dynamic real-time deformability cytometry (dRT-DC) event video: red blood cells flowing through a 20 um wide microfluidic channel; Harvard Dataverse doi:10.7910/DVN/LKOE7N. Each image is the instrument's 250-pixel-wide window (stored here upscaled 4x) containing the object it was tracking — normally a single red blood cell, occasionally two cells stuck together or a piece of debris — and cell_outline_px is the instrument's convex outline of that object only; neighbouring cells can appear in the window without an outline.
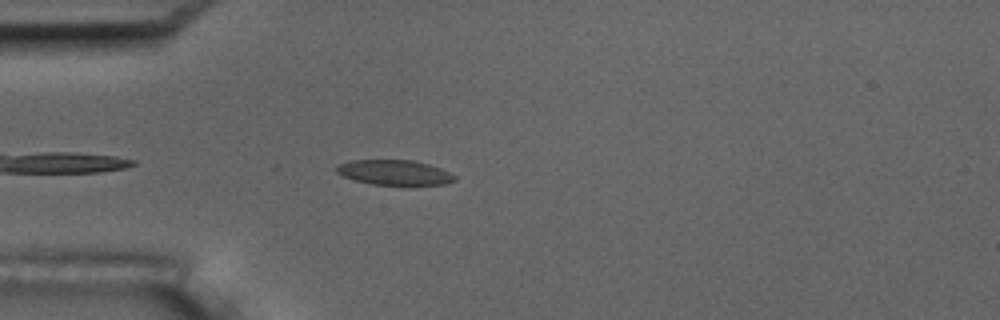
{"species": "common noctule bat (a hibernating species)", "species_latin": "Nyctalus noctula", "temperature_condition": "room temperature", "stored_images_in_passage": 44, "camera_frame_rate_fps": 3000, "um_per_image_px": 0.085, "animal": {"sex": "male", "body_mass_g": 17.5, "forearm_length_mm": 52.3}, "frame": {"image": 1, "passage_image": 4, "time_ms": 1.0, "image_size_px": [1000, 320], "cell_outline_px": [[456, 180], [444, 184], [372, 184], [356, 180], [344, 176], [336, 172], [336, 168], [340, 164], [352, 160], [412, 160], [428, 164], [440, 168], [456, 176]], "centroid_in_image_um": [33.53, 14.65], "position_along_channel_um": 51.5, "area_um2": 16.82}}
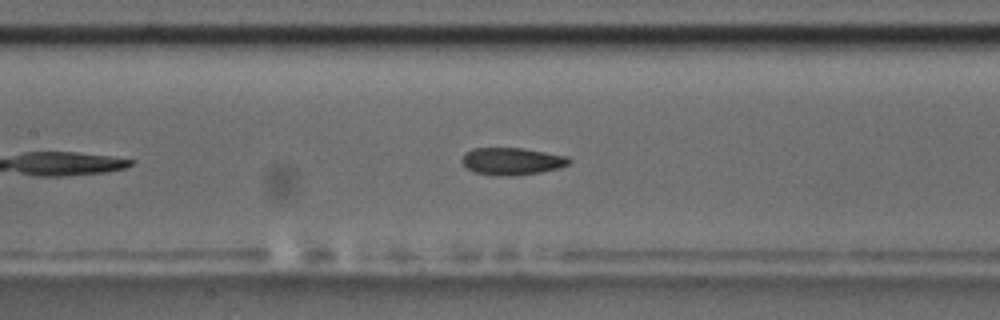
{"frame": {"image": 2, "passage_image": 14, "time_ms": 4.333, "image_size_px": [1000, 320], "cell_outline_px": [[572, 160], [568, 164], [560, 168], [540, 172], [516, 176], [492, 176], [476, 172], [468, 168], [460, 160], [464, 152], [472, 148], [524, 148], [568, 156]], "centroid_in_image_um": [43.51, 13.7], "position_along_channel_um": 163.9, "area_um2": 17.28}}
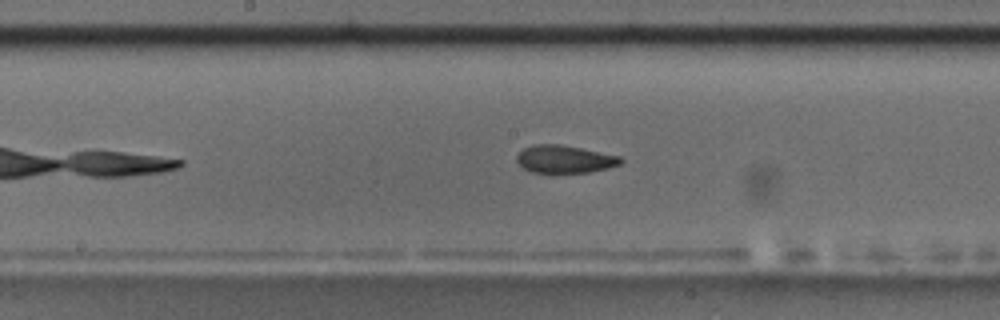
{"frame": {"image": 3, "passage_image": 17, "time_ms": 5.333, "image_size_px": [1000, 320], "cell_outline_px": [[624, 160], [620, 164], [608, 168], [588, 172], [556, 176], [532, 172], [524, 168], [516, 160], [516, 156], [524, 148], [532, 144], [560, 144], [620, 156]], "centroid_in_image_um": [47.97, 13.57], "position_along_channel_um": 200.2, "area_um2": 17.4}, "authors_computed_cell_mechanics": {"area_um2": 17.3978, "velocity_mm_per_s": 3.6625, "shape_relaxation_time_tau1_ms": 4.7839, "shape_relaxation_time_tau2_ms": 2.2734, "deformation_change_tau1": 0.1355, "deformation_change_tau2": 0.08}}